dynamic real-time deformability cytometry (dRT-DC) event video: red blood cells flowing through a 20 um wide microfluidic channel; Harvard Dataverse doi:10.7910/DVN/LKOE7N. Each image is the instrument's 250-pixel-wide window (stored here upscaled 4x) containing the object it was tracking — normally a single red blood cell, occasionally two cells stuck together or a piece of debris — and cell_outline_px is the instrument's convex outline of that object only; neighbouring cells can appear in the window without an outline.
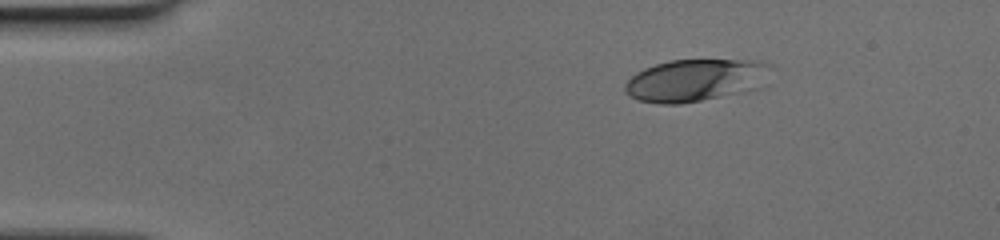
{"species": "human", "species_latin": "Homo sapiens", "temperature_condition": "cold", "stored_images_in_passage": 44, "camera_frame_rate_fps": 3000, "um_per_image_px": 0.085, "donor": {"sex": "female"}, "frame": {"image": 1, "passage_image": 1, "time_ms": 0.0, "image_size_px": [1000, 240], "cell_outline_px": [[772, 64], [740, 92], [680, 104], [656, 104], [636, 100], [628, 96], [624, 92], [624, 84], [636, 72], [644, 68], [656, 64], [672, 60], [748, 60]], "centroid_in_image_um": [58.81, 6.82], "position_along_channel_um": 26.2, "area_um2": 34.28}}
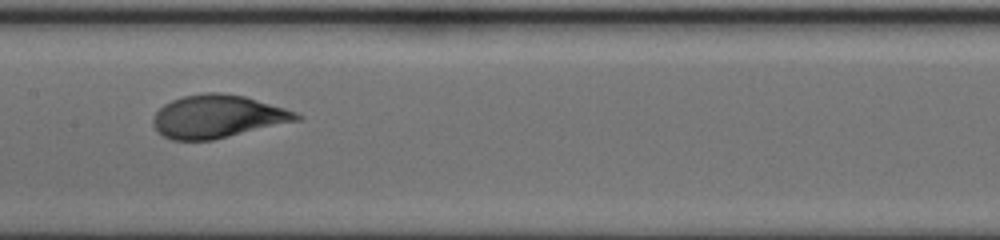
{"frame": {"image": 2, "passage_image": 19, "time_ms": 6.0, "image_size_px": [1000, 240], "cell_outline_px": [[304, 116], [300, 120], [212, 140], [172, 140], [164, 136], [152, 124], [152, 116], [164, 104], [172, 100], [184, 96], [208, 92], [220, 92], [244, 96], [284, 108], [296, 112]], "centroid_in_image_um": [18.49, 9.9], "position_along_channel_um": 188.9, "area_um2": 35.66}}
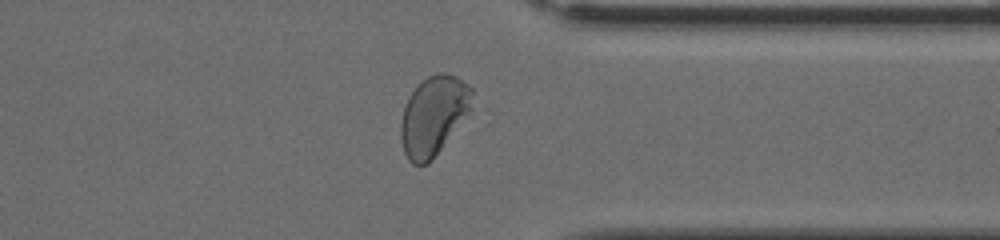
{"frame": {"image": 3, "passage_image": 33, "time_ms": 10.667, "image_size_px": [1000, 240], "cell_outline_px": [[472, 108], [432, 160], [428, 164], [412, 164], [408, 160], [404, 152], [400, 140], [400, 124], [404, 108], [408, 96], [416, 84], [428, 76], [436, 72], [444, 72], [456, 76], [468, 84], [472, 88]], "centroid_in_image_um": [36.82, 9.8], "position_along_channel_um": 374.6, "area_um2": 33.06}}